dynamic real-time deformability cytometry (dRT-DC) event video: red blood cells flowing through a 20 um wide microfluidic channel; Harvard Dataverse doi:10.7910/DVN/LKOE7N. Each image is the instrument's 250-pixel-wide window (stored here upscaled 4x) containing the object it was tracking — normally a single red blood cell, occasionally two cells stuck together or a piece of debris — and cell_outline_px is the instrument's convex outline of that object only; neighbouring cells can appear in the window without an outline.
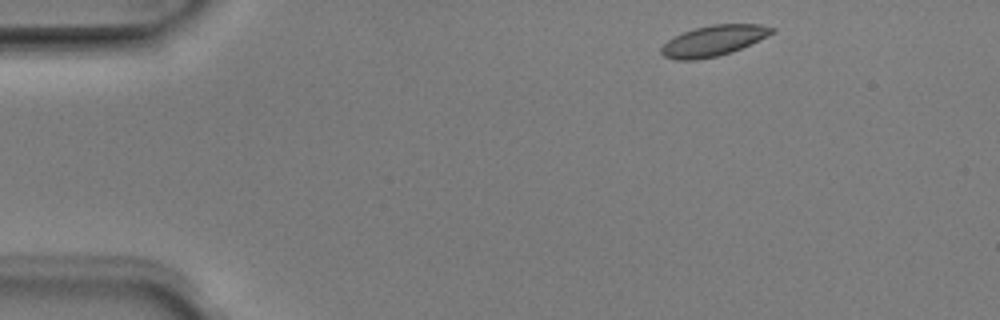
{"species": "Egyptian fruit bat (a non-hibernating species)", "species_latin": "Rousettus aegyptiacus", "temperature_condition": "room temperature", "stored_images_in_passage": 3, "camera_frame_rate_fps": 3000, "um_per_image_px": 0.085, "animal": {"sex": "male"}, "frame": {"image": 1, "passage_image": 1, "time_ms": 0.0, "image_size_px": [1000, 320], "cell_outline_px": [[776, 32], [732, 52], [716, 56], [696, 60], [676, 60], [664, 56], [660, 52], [660, 48], [668, 40], [684, 32], [696, 28], [712, 24], [760, 24], [776, 28]], "centroid_in_image_um": [60.66, 3.46], "position_along_channel_um": 24.3, "area_um2": 19.59}}